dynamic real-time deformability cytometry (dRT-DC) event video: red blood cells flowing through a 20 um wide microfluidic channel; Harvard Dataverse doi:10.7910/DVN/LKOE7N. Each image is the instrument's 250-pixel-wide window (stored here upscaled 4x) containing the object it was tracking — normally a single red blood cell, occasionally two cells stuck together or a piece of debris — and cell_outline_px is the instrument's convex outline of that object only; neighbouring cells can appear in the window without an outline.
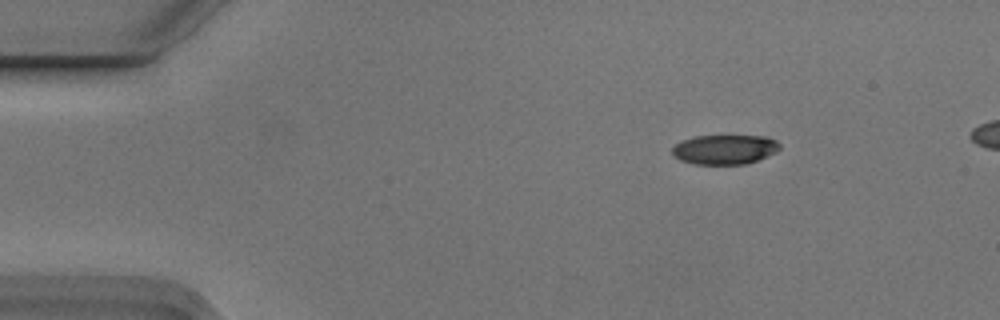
{"species": "Egyptian fruit bat (a non-hibernating species)", "species_latin": "Rousettus aegyptiacus", "temperature_condition": "cold", "stored_images_in_passage": 4, "camera_frame_rate_fps": 3000, "um_per_image_px": 0.085, "animal": {"sex": "male"}, "frame": {"image": 1, "passage_image": 1, "time_ms": 0.0, "image_size_px": [1000, 320], "cell_outline_px": [[780, 148], [776, 152], [756, 160], [744, 164], [696, 164], [680, 160], [672, 156], [672, 148], [676, 144], [684, 140], [696, 136], [768, 136], [776, 140], [780, 144]], "centroid_in_image_um": [61.6, 12.7], "position_along_channel_um": 23.4, "area_um2": 18.44}}